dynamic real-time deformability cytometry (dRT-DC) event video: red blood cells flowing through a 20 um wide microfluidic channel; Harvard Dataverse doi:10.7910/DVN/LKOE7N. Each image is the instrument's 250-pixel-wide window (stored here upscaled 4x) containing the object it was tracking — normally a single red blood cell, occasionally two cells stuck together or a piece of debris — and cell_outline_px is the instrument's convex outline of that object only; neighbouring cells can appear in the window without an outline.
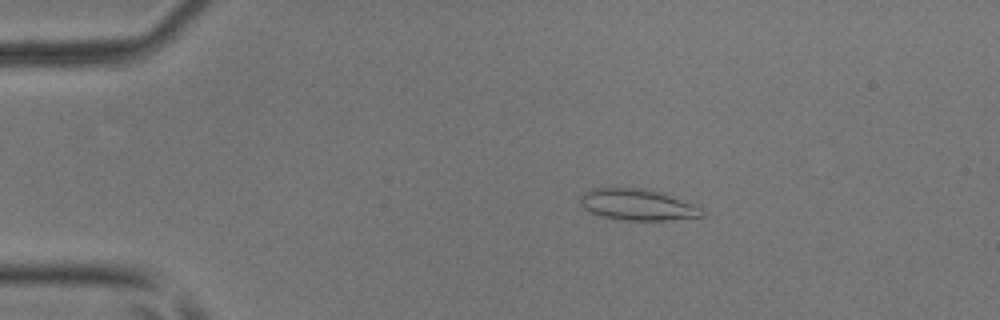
{"species": "common noctule bat (a hibernating species)", "species_latin": "Nyctalus noctula", "temperature_condition": "room temperature", "stored_images_in_passage": 5, "camera_frame_rate_fps": 3000, "um_per_image_px": 0.085, "animal": {"sex": "male", "body_mass_g": 17.9, "forearm_length_mm": 54.2}, "frame": {"image": 1, "passage_image": 1, "time_ms": 0.0, "image_size_px": [1000, 320], "cell_outline_px": [[704, 216], [672, 220], [620, 220], [600, 216], [588, 212], [580, 204], [580, 196], [584, 192], [592, 188], [644, 188], [664, 192], [692, 204], [700, 208], [704, 212]], "centroid_in_image_um": [54.16, 17.4], "position_along_channel_um": 30.8, "area_um2": 22.43}}
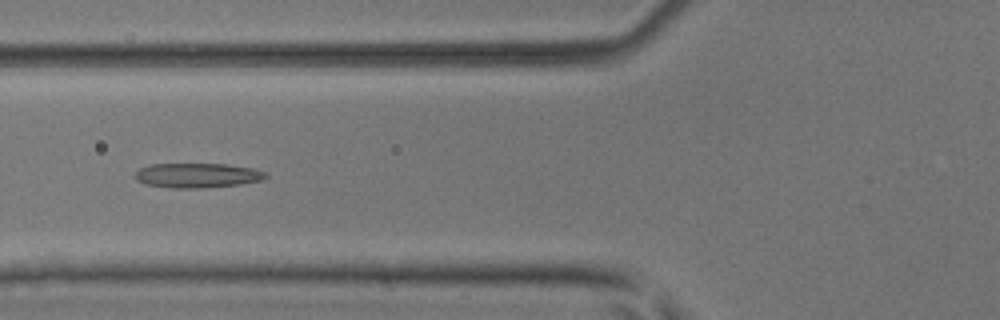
{"frame": {"image": 2, "passage_image": 4, "time_ms": 1.0, "image_size_px": [1000, 320], "cell_outline_px": [[268, 176], [260, 180], [240, 184], [200, 188], [172, 188], [144, 184], [136, 180], [136, 172], [140, 168], [148, 164], [224, 164], [252, 168], [268, 172]], "centroid_in_image_um": [16.76, 14.91], "position_along_channel_um": 109.0, "area_um2": 18.73}}
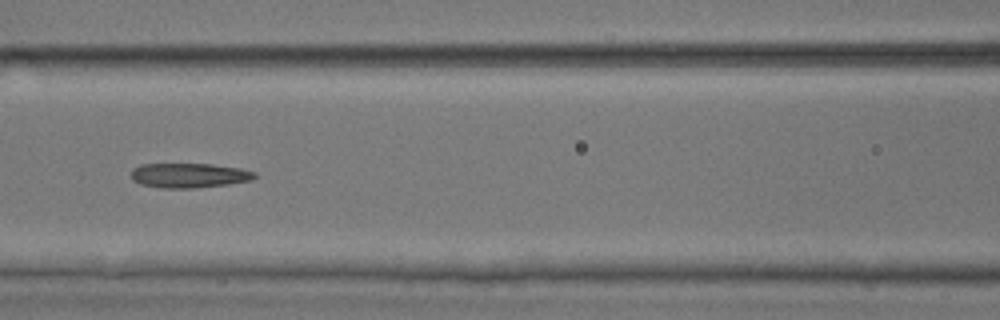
{"frame": {"image": 3, "passage_image": 5, "time_ms": 1.333, "image_size_px": [1000, 320], "cell_outline_px": [[256, 176], [252, 180], [228, 184], [196, 188], [160, 188], [140, 184], [132, 180], [132, 168], [140, 164], [212, 164], [240, 168], [256, 172]], "centroid_in_image_um": [16.06, 14.91], "position_along_channel_um": 150.5, "area_um2": 17.86}}